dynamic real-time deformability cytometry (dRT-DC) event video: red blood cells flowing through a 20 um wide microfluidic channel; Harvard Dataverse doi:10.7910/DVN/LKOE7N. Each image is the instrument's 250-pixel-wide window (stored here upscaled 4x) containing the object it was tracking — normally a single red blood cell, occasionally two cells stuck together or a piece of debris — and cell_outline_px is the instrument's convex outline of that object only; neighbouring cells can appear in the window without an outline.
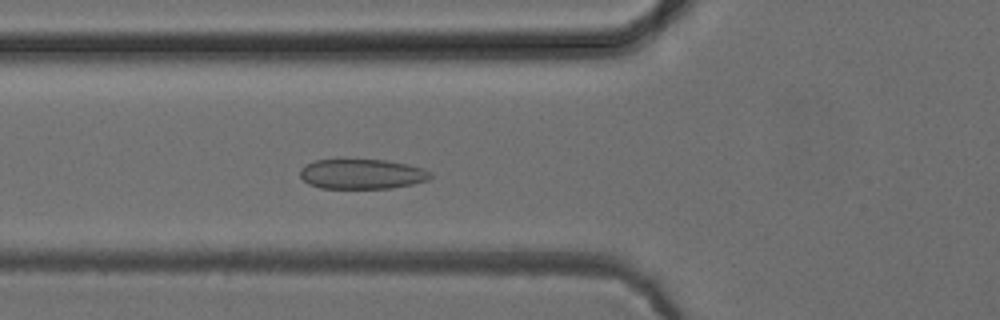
{"species": "common noctule bat (a hibernating species)", "species_latin": "Nyctalus noctula", "temperature_condition": "cold", "stored_images_in_passage": 51, "camera_frame_rate_fps": 3000, "um_per_image_px": 0.085, "animal": {"sex": "female", "body_mass_g": 24.6, "forearm_length_mm": 56.2}, "frame": {"image": 1, "passage_image": 18, "time_ms": 5.667, "image_size_px": [1000, 320], "cell_outline_px": [[432, 176], [428, 180], [412, 184], [392, 188], [320, 188], [308, 184], [300, 176], [300, 168], [304, 164], [316, 160], [340, 156], [344, 156], [388, 160], [408, 164], [424, 168], [432, 172]], "centroid_in_image_um": [30.72, 14.73], "position_along_channel_um": 95.1, "area_um2": 23.99}}
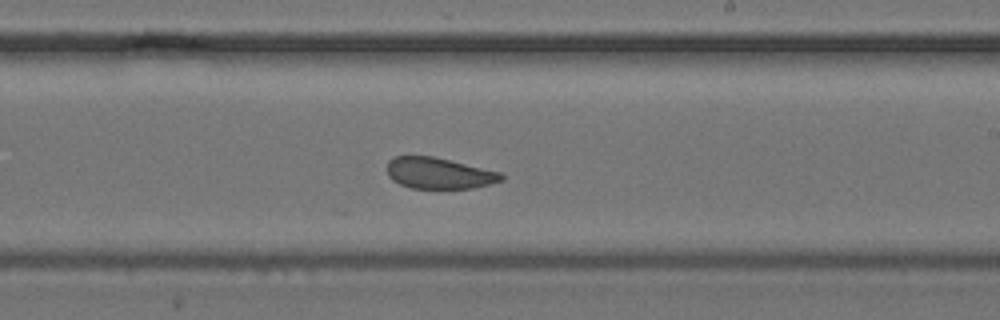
{"frame": {"image": 2, "passage_image": 30, "time_ms": 9.667, "image_size_px": [1000, 320], "cell_outline_px": [[504, 180], [476, 188], [412, 188], [400, 184], [392, 180], [388, 176], [388, 160], [392, 156], [432, 156], [500, 172], [504, 176]], "centroid_in_image_um": [37.3, 14.72], "position_along_channel_um": 251.7, "area_um2": 20.69}}
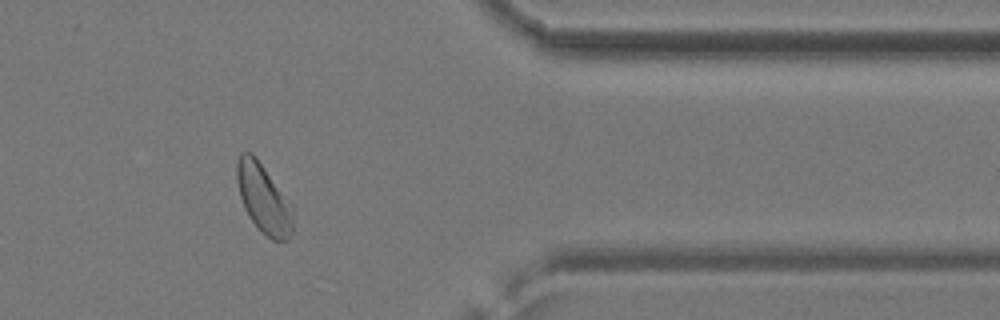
{"frame": {"image": 3, "passage_image": 42, "time_ms": 13.667, "image_size_px": [1000, 320], "cell_outline_px": [[292, 232], [288, 240], [272, 240], [260, 232], [248, 216], [244, 208], [240, 196], [236, 180], [236, 164], [240, 152], [252, 152], [256, 156], [292, 204]], "centroid_in_image_um": [22.38, 16.87], "position_along_channel_um": 389.0, "area_um2": 22.83}, "authors_computed_cell_mechanics": {"area_um2": 23.2934, "velocity_mm_per_s": 3.9031, "shape_relaxation_time_tau1_ms": 3.556, "shape_relaxation_time_tau2_ms": 1.1266, "deformation_change_tau1": 0.0726, "deformation_change_tau2": 0.0702}}